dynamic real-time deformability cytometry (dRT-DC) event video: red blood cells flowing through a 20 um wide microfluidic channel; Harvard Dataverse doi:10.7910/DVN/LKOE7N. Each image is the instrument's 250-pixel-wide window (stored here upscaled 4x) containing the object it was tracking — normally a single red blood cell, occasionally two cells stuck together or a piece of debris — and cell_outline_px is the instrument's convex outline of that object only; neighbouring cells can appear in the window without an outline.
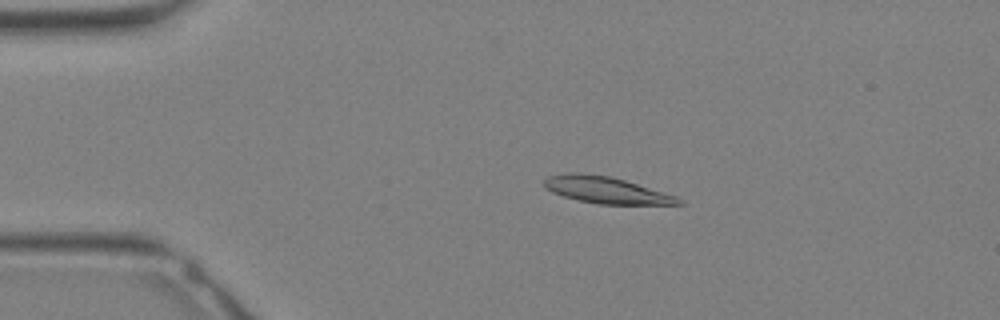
{"species": "Egyptian fruit bat (a non-hibernating species)", "species_latin": "Rousettus aegyptiacus", "temperature_condition": "warm", "stored_images_in_passage": 32, "camera_frame_rate_fps": 3000, "um_per_image_px": 0.085, "animal": {"sex": "female"}, "frame": {"image": 1, "passage_image": 6, "time_ms": 1.667, "image_size_px": [1000, 320], "cell_outline_px": [[684, 204], [596, 204], [564, 196], [552, 192], [544, 188], [544, 180], [548, 176], [576, 172], [608, 176], [624, 180], [676, 196], [684, 200]], "centroid_in_image_um": [51.52, 16.16], "position_along_channel_um": 33.5, "area_um2": 20.52}}
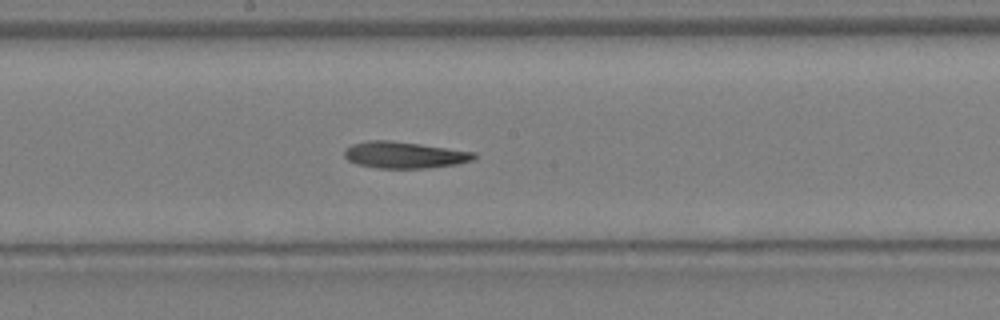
{"frame": {"image": 2, "passage_image": 17, "time_ms": 5.333, "image_size_px": [1000, 320], "cell_outline_px": [[476, 156], [472, 160], [460, 164], [428, 168], [376, 168], [356, 164], [348, 160], [344, 156], [344, 152], [352, 144], [368, 140], [388, 140], [420, 144], [476, 152]], "centroid_in_image_um": [34.38, 13.18], "position_along_channel_um": 213.8, "area_um2": 20.11}}
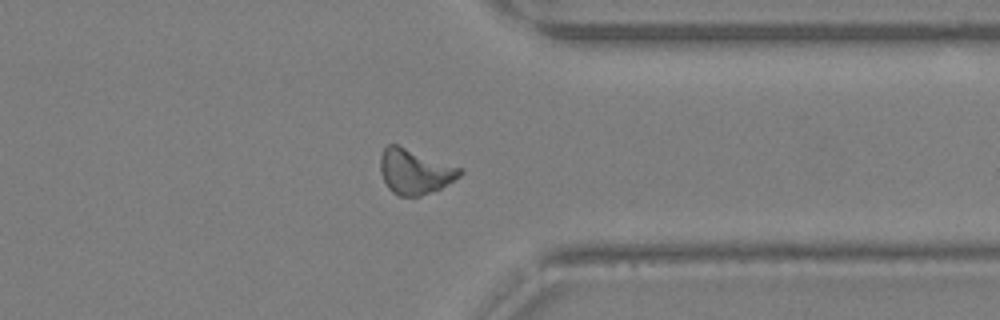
{"frame": {"image": 3, "passage_image": 25, "time_ms": 8.0, "image_size_px": [1000, 320], "cell_outline_px": [[464, 172], [460, 176], [440, 188], [420, 196], [400, 196], [392, 192], [388, 188], [380, 172], [380, 156], [384, 148], [388, 144], [396, 144], [464, 168]], "centroid_in_image_um": [35.26, 14.57], "position_along_channel_um": 376.1, "area_um2": 20.92}}